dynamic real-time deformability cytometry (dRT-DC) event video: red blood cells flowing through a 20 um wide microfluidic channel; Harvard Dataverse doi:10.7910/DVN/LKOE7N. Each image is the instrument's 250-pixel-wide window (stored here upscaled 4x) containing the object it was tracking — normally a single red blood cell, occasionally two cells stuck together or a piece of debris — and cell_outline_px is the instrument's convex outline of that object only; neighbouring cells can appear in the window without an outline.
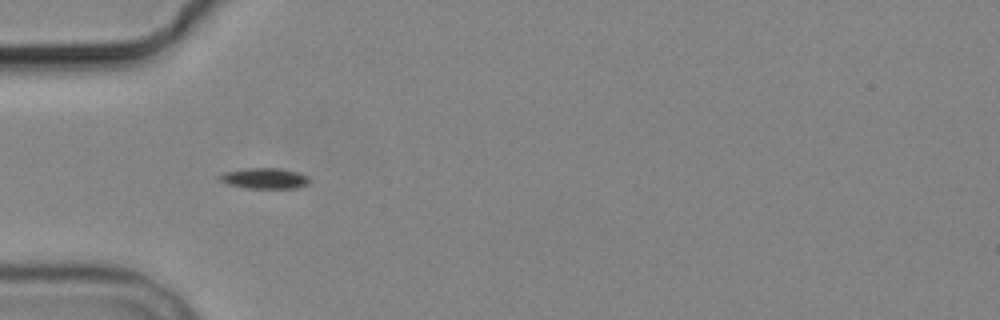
{"species": "common noctule bat (a hibernating species)", "species_latin": "Nyctalus noctula", "temperature_condition": "cold", "stored_images_in_passage": 14, "segment_of_instrument_passage": [1, 2], "camera_frame_rate_fps": 3000, "um_per_image_px": 0.085, "animal": {"sex": "male", "body_mass_g": 19.2, "forearm_length_mm": 51.8}, "frame": {"image": 1, "passage_image": 4, "time_ms": 4.667, "image_size_px": [1000, 320], "cell_outline_px": [[308, 184], [296, 188], [248, 188], [228, 184], [220, 180], [216, 176], [224, 172], [248, 168], [280, 168], [296, 172], [308, 176]], "centroid_in_image_um": [22.46, 15.15], "position_along_channel_um": 62.5, "area_um2": 10.75}}
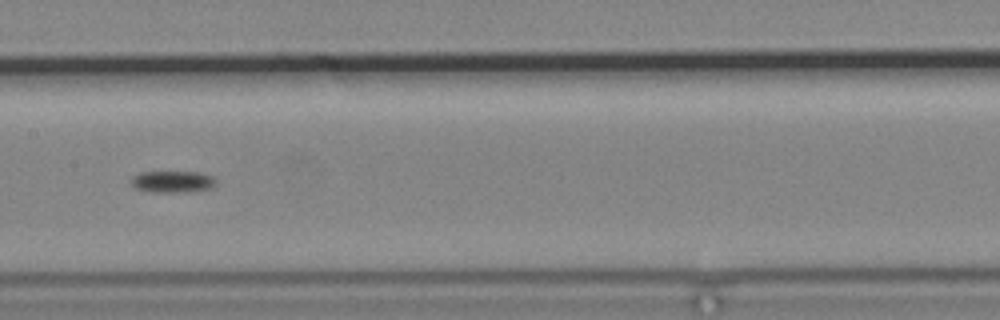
{"frame": {"image": 2, "passage_image": 7, "time_ms": 8.333, "image_size_px": [1000, 320], "cell_outline_px": [[216, 184], [212, 188], [180, 192], [152, 192], [136, 188], [132, 184], [132, 176], [140, 172], [200, 172], [212, 176], [216, 180]], "centroid_in_image_um": [14.68, 15.43], "position_along_channel_um": 192.7, "area_um2": 10.64}}
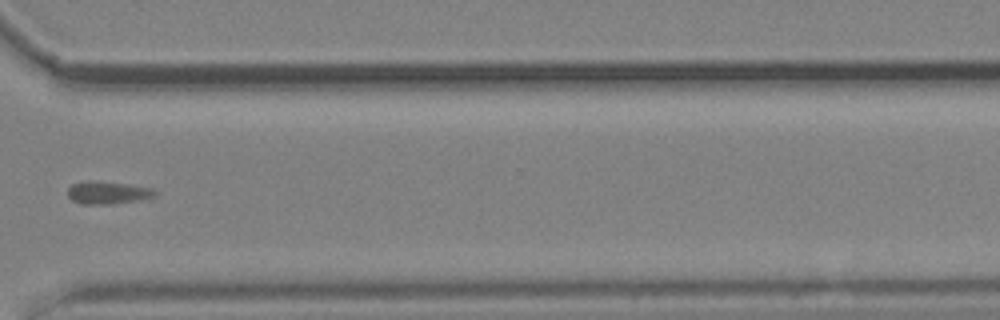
{"frame": {"image": 3, "passage_image": 11, "time_ms": 13.0, "image_size_px": [1000, 320], "cell_outline_px": [[156, 192], [152, 196], [140, 200], [108, 204], [80, 204], [72, 200], [68, 196], [68, 188], [72, 184], [128, 184], [152, 188]], "centroid_in_image_um": [9.18, 16.44], "position_along_channel_um": 361.4, "area_um2": 10.58}}